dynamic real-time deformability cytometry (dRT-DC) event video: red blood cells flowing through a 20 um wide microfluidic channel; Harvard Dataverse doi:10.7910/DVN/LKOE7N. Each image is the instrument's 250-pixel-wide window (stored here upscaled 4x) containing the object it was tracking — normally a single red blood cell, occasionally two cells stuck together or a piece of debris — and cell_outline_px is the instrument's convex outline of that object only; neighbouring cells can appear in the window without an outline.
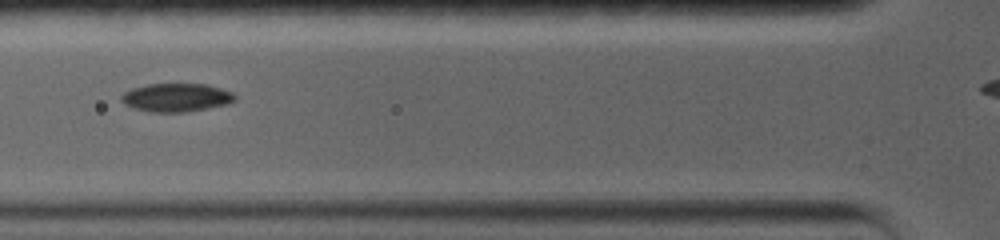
{"species": "common noctule bat (a hibernating species)", "species_latin": "Nyctalus noctula", "temperature_condition": "warm", "stored_images_in_passage": 21, "camera_frame_rate_fps": 5000, "um_per_image_px": 0.085, "animal": {"sex": "female", "body_mass_g": 19.0, "forearm_length_mm": 56.7}, "frame": {"image": 1, "passage_image": 7, "time_ms": 2.6, "image_size_px": [1000, 240], "cell_outline_px": [[236, 100], [228, 104], [184, 112], [152, 112], [136, 108], [124, 104], [120, 100], [120, 96], [124, 92], [132, 88], [148, 84], [208, 84], [232, 92], [236, 96]], "centroid_in_image_um": [14.99, 8.28], "position_along_channel_um": 110.8, "area_um2": 18.73}}
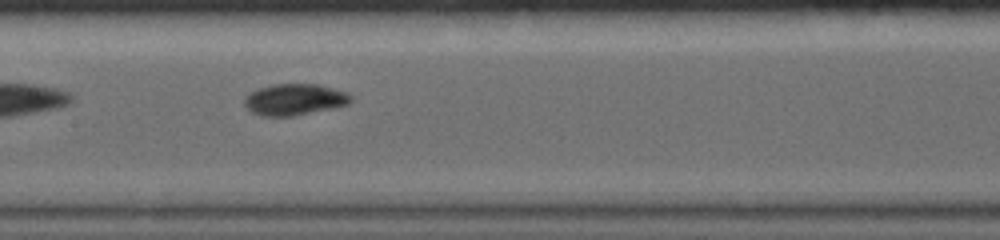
{"frame": {"image": 2, "passage_image": 10, "time_ms": 4.6, "image_size_px": [1000, 240], "cell_outline_px": [[352, 100], [348, 104], [336, 108], [292, 116], [260, 116], [252, 112], [244, 104], [244, 100], [252, 92], [260, 88], [272, 84], [320, 84], [348, 92], [352, 96]], "centroid_in_image_um": [25.1, 8.46], "position_along_channel_um": 182.3, "area_um2": 19.54}}
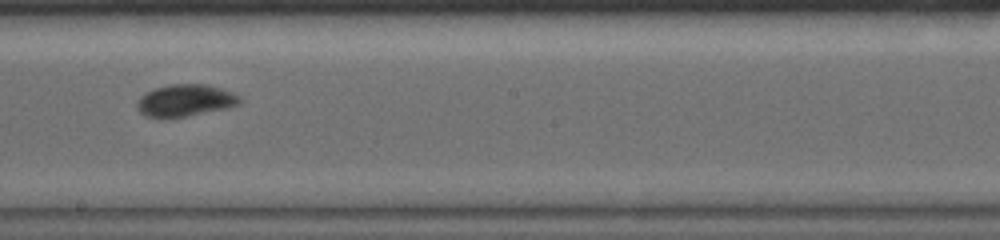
{"frame": {"image": 3, "passage_image": 12, "time_ms": 6.0, "image_size_px": [1000, 240], "cell_outline_px": [[240, 104], [228, 108], [184, 116], [144, 116], [136, 108], [136, 104], [140, 96], [144, 92], [152, 88], [172, 84], [208, 84], [232, 92], [240, 96]], "centroid_in_image_um": [15.73, 8.51], "position_along_channel_um": 232.5, "area_um2": 19.02}}